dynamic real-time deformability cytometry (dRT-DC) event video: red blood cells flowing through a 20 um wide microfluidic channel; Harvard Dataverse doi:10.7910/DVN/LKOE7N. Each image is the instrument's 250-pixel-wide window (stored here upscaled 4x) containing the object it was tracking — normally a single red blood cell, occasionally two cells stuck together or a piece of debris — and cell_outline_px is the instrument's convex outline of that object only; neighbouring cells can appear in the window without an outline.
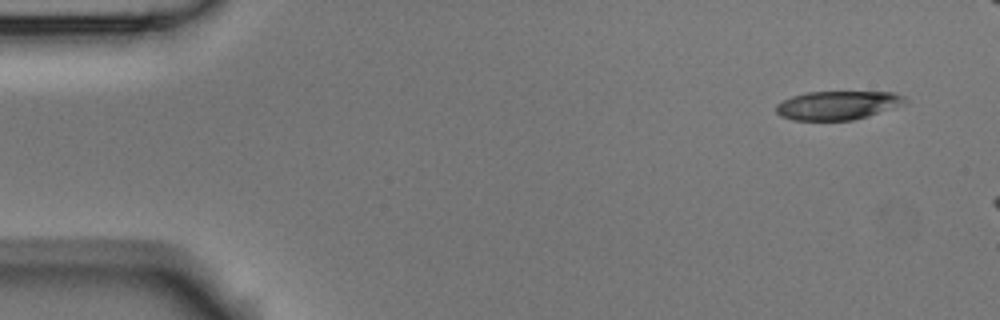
{"species": "Egyptian fruit bat (a non-hibernating species)", "species_latin": "Rousettus aegyptiacus", "temperature_condition": "room temperature", "stored_images_in_passage": 3, "camera_frame_rate_fps": 3000, "um_per_image_px": 0.085, "animal": {"sex": "male"}, "frame": {"image": 1, "passage_image": 1, "time_ms": 0.0, "image_size_px": [1000, 320], "cell_outline_px": [[908, 100], [904, 104], [852, 120], [792, 120], [780, 116], [776, 112], [776, 104], [792, 96], [808, 92], [896, 92], [904, 96]], "centroid_in_image_um": [71.18, 8.94], "position_along_channel_um": 13.8, "area_um2": 21.39}}